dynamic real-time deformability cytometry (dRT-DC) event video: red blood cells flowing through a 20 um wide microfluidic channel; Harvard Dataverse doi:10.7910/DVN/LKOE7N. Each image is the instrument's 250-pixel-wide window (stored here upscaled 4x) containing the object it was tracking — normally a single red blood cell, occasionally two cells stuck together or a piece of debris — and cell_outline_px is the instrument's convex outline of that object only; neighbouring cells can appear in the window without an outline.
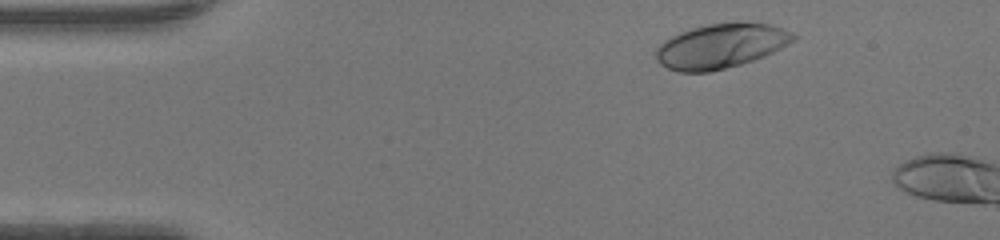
{"species": "human", "species_latin": "Homo sapiens", "temperature_condition": "warm", "stored_images_in_passage": 5, "camera_frame_rate_fps": 3000, "um_per_image_px": 0.085, "donor": {"sex": "female"}, "frame": {"image": 1, "passage_image": 3, "time_ms": 0.667, "image_size_px": [1000, 240], "cell_outline_px": [[800, 36], [796, 40], [764, 56], [740, 64], [708, 72], [680, 72], [668, 68], [660, 64], [656, 60], [656, 48], [664, 40], [680, 32], [692, 28], [708, 24], [740, 20], [768, 24], [792, 32]], "centroid_in_image_um": [61.29, 3.88], "position_along_channel_um": 23.7, "area_um2": 35.89}}